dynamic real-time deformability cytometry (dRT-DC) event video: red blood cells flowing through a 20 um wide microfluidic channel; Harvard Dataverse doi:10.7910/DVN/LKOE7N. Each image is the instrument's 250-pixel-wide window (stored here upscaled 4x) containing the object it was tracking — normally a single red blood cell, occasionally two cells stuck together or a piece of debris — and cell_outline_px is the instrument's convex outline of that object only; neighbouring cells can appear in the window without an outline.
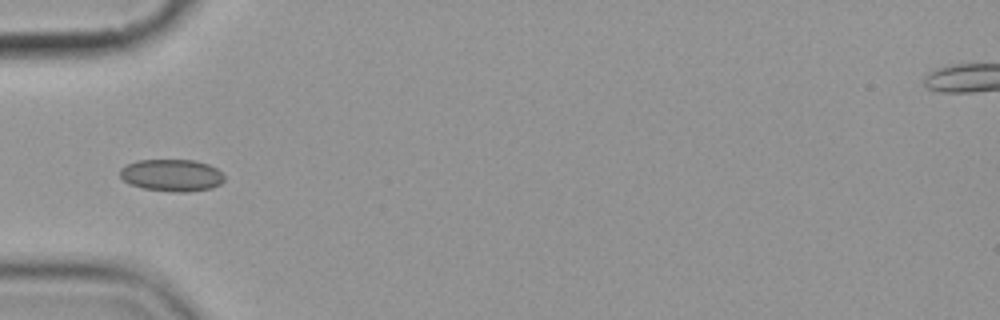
{"species": "common noctule bat (a hibernating species)", "species_latin": "Nyctalus noctula", "temperature_condition": "cold", "stored_images_in_passage": 9, "camera_frame_rate_fps": 3000, "um_per_image_px": 0.085, "animal": {"sex": "female", "body_mass_g": 19.9}, "frame": {"image": 1, "passage_image": 6, "time_ms": 5.667, "image_size_px": [1000, 320], "cell_outline_px": [[224, 180], [220, 184], [212, 188], [188, 192], [172, 192], [144, 188], [128, 184], [120, 176], [120, 168], [136, 160], [192, 160], [208, 164], [216, 168], [224, 176]], "centroid_in_image_um": [14.59, 14.9], "position_along_channel_um": 70.4, "area_um2": 19.54}}
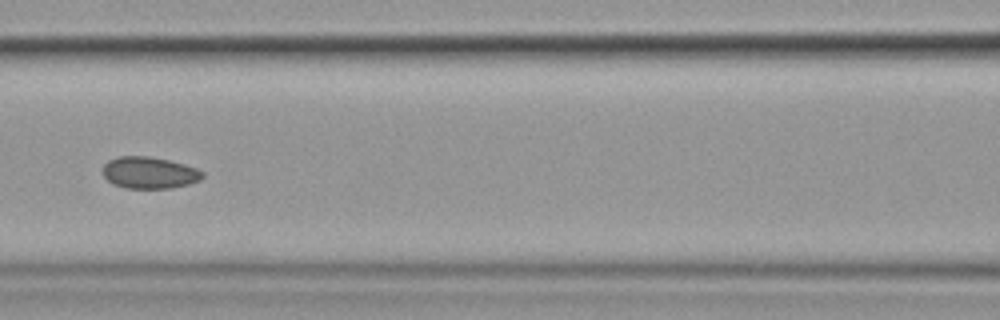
{"frame": {"image": 2, "passage_image": 8, "time_ms": 8.0, "image_size_px": [1000, 320], "cell_outline_px": [[204, 176], [200, 180], [188, 184], [172, 188], [124, 188], [112, 184], [104, 176], [104, 164], [108, 160], [120, 156], [148, 156], [168, 160], [184, 164], [196, 168], [204, 172]], "centroid_in_image_um": [12.7, 14.68], "position_along_channel_um": 153.9, "area_um2": 18.44}}
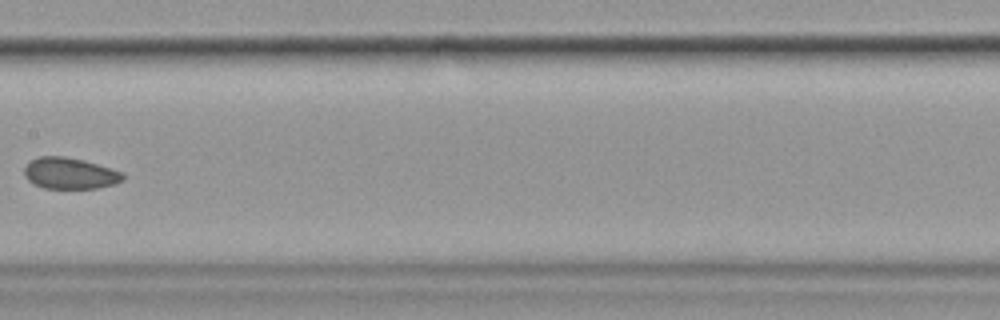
{"frame": {"image": 3, "passage_image": 9, "time_ms": 9.333, "image_size_px": [1000, 320], "cell_outline_px": [[124, 180], [116, 184], [96, 188], [44, 188], [28, 180], [24, 176], [24, 168], [28, 160], [40, 156], [64, 156], [84, 160], [124, 172]], "centroid_in_image_um": [5.94, 14.72], "position_along_channel_um": 201.5, "area_um2": 18.15}}